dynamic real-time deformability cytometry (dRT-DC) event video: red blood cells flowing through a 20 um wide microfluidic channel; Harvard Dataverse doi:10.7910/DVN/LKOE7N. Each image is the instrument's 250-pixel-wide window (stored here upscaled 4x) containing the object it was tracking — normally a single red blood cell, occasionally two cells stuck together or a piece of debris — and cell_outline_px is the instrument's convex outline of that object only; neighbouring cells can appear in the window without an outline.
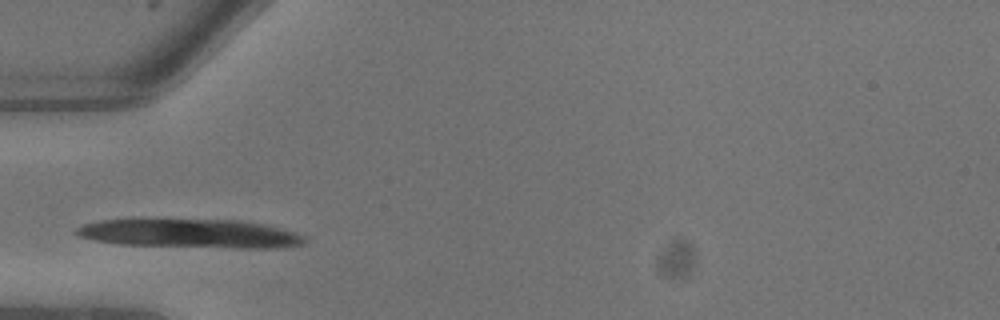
{"species": "common noctule bat (a hibernating species)", "species_latin": "Nyctalus noctula", "temperature_condition": "warm", "stored_images_in_passage": 3, "camera_frame_rate_fps": 3000, "um_per_image_px": 0.085, "animal": {"sex": "male", "body_mass_g": 13.3}, "frame": {"image": 1, "passage_image": 2, "time_ms": 0.333, "image_size_px": [1000, 320], "cell_outline_px": [[308, 240], [300, 244], [276, 248], [236, 248], [116, 244], [76, 236], [72, 232], [76, 228], [84, 224], [100, 220], [240, 220], [264, 224], [296, 232], [304, 236]], "centroid_in_image_um": [16.17, 19.86], "position_along_channel_um": 68.8, "area_um2": 38.21}}